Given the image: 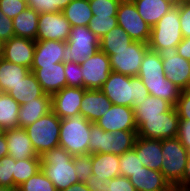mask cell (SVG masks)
I'll return each instance as SVG.
<instances>
[{"label": "cell", "mask_w": 190, "mask_h": 191, "mask_svg": "<svg viewBox=\"0 0 190 191\" xmlns=\"http://www.w3.org/2000/svg\"><path fill=\"white\" fill-rule=\"evenodd\" d=\"M169 2H171L174 5H178L182 0H167Z\"/></svg>", "instance_id": "cell-55"}, {"label": "cell", "mask_w": 190, "mask_h": 191, "mask_svg": "<svg viewBox=\"0 0 190 191\" xmlns=\"http://www.w3.org/2000/svg\"><path fill=\"white\" fill-rule=\"evenodd\" d=\"M2 43L0 42V57H1Z\"/></svg>", "instance_id": "cell-57"}, {"label": "cell", "mask_w": 190, "mask_h": 191, "mask_svg": "<svg viewBox=\"0 0 190 191\" xmlns=\"http://www.w3.org/2000/svg\"><path fill=\"white\" fill-rule=\"evenodd\" d=\"M39 13L27 7L13 18V30L16 37L28 38L36 41Z\"/></svg>", "instance_id": "cell-30"}, {"label": "cell", "mask_w": 190, "mask_h": 191, "mask_svg": "<svg viewBox=\"0 0 190 191\" xmlns=\"http://www.w3.org/2000/svg\"><path fill=\"white\" fill-rule=\"evenodd\" d=\"M93 175L98 179L111 180L120 175L119 155L113 153L91 154Z\"/></svg>", "instance_id": "cell-26"}, {"label": "cell", "mask_w": 190, "mask_h": 191, "mask_svg": "<svg viewBox=\"0 0 190 191\" xmlns=\"http://www.w3.org/2000/svg\"><path fill=\"white\" fill-rule=\"evenodd\" d=\"M28 7L26 0H0V9L4 15L13 19Z\"/></svg>", "instance_id": "cell-44"}, {"label": "cell", "mask_w": 190, "mask_h": 191, "mask_svg": "<svg viewBox=\"0 0 190 191\" xmlns=\"http://www.w3.org/2000/svg\"><path fill=\"white\" fill-rule=\"evenodd\" d=\"M75 173L79 182H86L92 175L91 154L74 156Z\"/></svg>", "instance_id": "cell-42"}, {"label": "cell", "mask_w": 190, "mask_h": 191, "mask_svg": "<svg viewBox=\"0 0 190 191\" xmlns=\"http://www.w3.org/2000/svg\"><path fill=\"white\" fill-rule=\"evenodd\" d=\"M173 107L174 106L170 102L162 98L149 95L143 103L134 108L137 130L144 124V118L161 116V113H165Z\"/></svg>", "instance_id": "cell-27"}, {"label": "cell", "mask_w": 190, "mask_h": 191, "mask_svg": "<svg viewBox=\"0 0 190 191\" xmlns=\"http://www.w3.org/2000/svg\"><path fill=\"white\" fill-rule=\"evenodd\" d=\"M104 131L137 130L134 109L122 105H112L96 122Z\"/></svg>", "instance_id": "cell-17"}, {"label": "cell", "mask_w": 190, "mask_h": 191, "mask_svg": "<svg viewBox=\"0 0 190 191\" xmlns=\"http://www.w3.org/2000/svg\"><path fill=\"white\" fill-rule=\"evenodd\" d=\"M137 76L151 96L162 98L175 107L182 90L166 78L162 59L157 51H146Z\"/></svg>", "instance_id": "cell-1"}, {"label": "cell", "mask_w": 190, "mask_h": 191, "mask_svg": "<svg viewBox=\"0 0 190 191\" xmlns=\"http://www.w3.org/2000/svg\"><path fill=\"white\" fill-rule=\"evenodd\" d=\"M183 38L180 28L179 5H174L151 27L148 47L159 52L168 47H177Z\"/></svg>", "instance_id": "cell-6"}, {"label": "cell", "mask_w": 190, "mask_h": 191, "mask_svg": "<svg viewBox=\"0 0 190 191\" xmlns=\"http://www.w3.org/2000/svg\"><path fill=\"white\" fill-rule=\"evenodd\" d=\"M66 42L57 40H36L31 68L61 63L66 60Z\"/></svg>", "instance_id": "cell-19"}, {"label": "cell", "mask_w": 190, "mask_h": 191, "mask_svg": "<svg viewBox=\"0 0 190 191\" xmlns=\"http://www.w3.org/2000/svg\"><path fill=\"white\" fill-rule=\"evenodd\" d=\"M20 104L8 93L0 92V131L18 127Z\"/></svg>", "instance_id": "cell-33"}, {"label": "cell", "mask_w": 190, "mask_h": 191, "mask_svg": "<svg viewBox=\"0 0 190 191\" xmlns=\"http://www.w3.org/2000/svg\"><path fill=\"white\" fill-rule=\"evenodd\" d=\"M6 155H8L7 140H6L5 134L1 131L0 132V159Z\"/></svg>", "instance_id": "cell-53"}, {"label": "cell", "mask_w": 190, "mask_h": 191, "mask_svg": "<svg viewBox=\"0 0 190 191\" xmlns=\"http://www.w3.org/2000/svg\"><path fill=\"white\" fill-rule=\"evenodd\" d=\"M64 17L71 27L88 26L93 12L91 11L89 0H72L63 10Z\"/></svg>", "instance_id": "cell-32"}, {"label": "cell", "mask_w": 190, "mask_h": 191, "mask_svg": "<svg viewBox=\"0 0 190 191\" xmlns=\"http://www.w3.org/2000/svg\"><path fill=\"white\" fill-rule=\"evenodd\" d=\"M85 183L90 191H108L110 179H98L95 175H92Z\"/></svg>", "instance_id": "cell-50"}, {"label": "cell", "mask_w": 190, "mask_h": 191, "mask_svg": "<svg viewBox=\"0 0 190 191\" xmlns=\"http://www.w3.org/2000/svg\"><path fill=\"white\" fill-rule=\"evenodd\" d=\"M121 0H89L93 15L117 16L118 6Z\"/></svg>", "instance_id": "cell-41"}, {"label": "cell", "mask_w": 190, "mask_h": 191, "mask_svg": "<svg viewBox=\"0 0 190 191\" xmlns=\"http://www.w3.org/2000/svg\"><path fill=\"white\" fill-rule=\"evenodd\" d=\"M91 124L80 114L61 119L59 146L73 156L89 154Z\"/></svg>", "instance_id": "cell-5"}, {"label": "cell", "mask_w": 190, "mask_h": 191, "mask_svg": "<svg viewBox=\"0 0 190 191\" xmlns=\"http://www.w3.org/2000/svg\"><path fill=\"white\" fill-rule=\"evenodd\" d=\"M40 83L45 94L52 96L64 87H67V81L64 73V62L56 63L41 68L30 69Z\"/></svg>", "instance_id": "cell-20"}, {"label": "cell", "mask_w": 190, "mask_h": 191, "mask_svg": "<svg viewBox=\"0 0 190 191\" xmlns=\"http://www.w3.org/2000/svg\"><path fill=\"white\" fill-rule=\"evenodd\" d=\"M2 132L7 140L8 155L15 160L40 158L34 150L25 128L17 127Z\"/></svg>", "instance_id": "cell-22"}, {"label": "cell", "mask_w": 190, "mask_h": 191, "mask_svg": "<svg viewBox=\"0 0 190 191\" xmlns=\"http://www.w3.org/2000/svg\"><path fill=\"white\" fill-rule=\"evenodd\" d=\"M31 70L25 66L14 64L0 57V92L8 93Z\"/></svg>", "instance_id": "cell-31"}, {"label": "cell", "mask_w": 190, "mask_h": 191, "mask_svg": "<svg viewBox=\"0 0 190 191\" xmlns=\"http://www.w3.org/2000/svg\"><path fill=\"white\" fill-rule=\"evenodd\" d=\"M189 154L177 137L162 140L161 172L173 188L183 178Z\"/></svg>", "instance_id": "cell-8"}, {"label": "cell", "mask_w": 190, "mask_h": 191, "mask_svg": "<svg viewBox=\"0 0 190 191\" xmlns=\"http://www.w3.org/2000/svg\"><path fill=\"white\" fill-rule=\"evenodd\" d=\"M72 0H26L29 8L38 13H57L62 11Z\"/></svg>", "instance_id": "cell-39"}, {"label": "cell", "mask_w": 190, "mask_h": 191, "mask_svg": "<svg viewBox=\"0 0 190 191\" xmlns=\"http://www.w3.org/2000/svg\"><path fill=\"white\" fill-rule=\"evenodd\" d=\"M71 25L62 11L57 13H39L36 40H57L66 42Z\"/></svg>", "instance_id": "cell-15"}, {"label": "cell", "mask_w": 190, "mask_h": 191, "mask_svg": "<svg viewBox=\"0 0 190 191\" xmlns=\"http://www.w3.org/2000/svg\"><path fill=\"white\" fill-rule=\"evenodd\" d=\"M175 108L179 120H190V89L181 91Z\"/></svg>", "instance_id": "cell-46"}, {"label": "cell", "mask_w": 190, "mask_h": 191, "mask_svg": "<svg viewBox=\"0 0 190 191\" xmlns=\"http://www.w3.org/2000/svg\"><path fill=\"white\" fill-rule=\"evenodd\" d=\"M177 54L190 61V37L183 38L177 45Z\"/></svg>", "instance_id": "cell-52"}, {"label": "cell", "mask_w": 190, "mask_h": 191, "mask_svg": "<svg viewBox=\"0 0 190 191\" xmlns=\"http://www.w3.org/2000/svg\"><path fill=\"white\" fill-rule=\"evenodd\" d=\"M162 59L166 78L181 90L189 89L190 61L177 54L176 47H168L158 52Z\"/></svg>", "instance_id": "cell-14"}, {"label": "cell", "mask_w": 190, "mask_h": 191, "mask_svg": "<svg viewBox=\"0 0 190 191\" xmlns=\"http://www.w3.org/2000/svg\"><path fill=\"white\" fill-rule=\"evenodd\" d=\"M179 116L175 107L161 113V116L144 118V124L137 130V136L164 140L175 138L178 132Z\"/></svg>", "instance_id": "cell-12"}, {"label": "cell", "mask_w": 190, "mask_h": 191, "mask_svg": "<svg viewBox=\"0 0 190 191\" xmlns=\"http://www.w3.org/2000/svg\"><path fill=\"white\" fill-rule=\"evenodd\" d=\"M133 40L119 25L111 29L99 39L101 51H120L126 48Z\"/></svg>", "instance_id": "cell-34"}, {"label": "cell", "mask_w": 190, "mask_h": 191, "mask_svg": "<svg viewBox=\"0 0 190 191\" xmlns=\"http://www.w3.org/2000/svg\"><path fill=\"white\" fill-rule=\"evenodd\" d=\"M112 105L100 89H86L81 101L80 115L91 123H95L104 113L108 112Z\"/></svg>", "instance_id": "cell-21"}, {"label": "cell", "mask_w": 190, "mask_h": 191, "mask_svg": "<svg viewBox=\"0 0 190 191\" xmlns=\"http://www.w3.org/2000/svg\"><path fill=\"white\" fill-rule=\"evenodd\" d=\"M180 28L184 38L190 37V0H182L179 4Z\"/></svg>", "instance_id": "cell-45"}, {"label": "cell", "mask_w": 190, "mask_h": 191, "mask_svg": "<svg viewBox=\"0 0 190 191\" xmlns=\"http://www.w3.org/2000/svg\"><path fill=\"white\" fill-rule=\"evenodd\" d=\"M66 48V61L80 64L99 49V38L88 26H74L69 32Z\"/></svg>", "instance_id": "cell-9"}, {"label": "cell", "mask_w": 190, "mask_h": 191, "mask_svg": "<svg viewBox=\"0 0 190 191\" xmlns=\"http://www.w3.org/2000/svg\"><path fill=\"white\" fill-rule=\"evenodd\" d=\"M117 25V16L93 15L89 22L88 28L100 39Z\"/></svg>", "instance_id": "cell-37"}, {"label": "cell", "mask_w": 190, "mask_h": 191, "mask_svg": "<svg viewBox=\"0 0 190 191\" xmlns=\"http://www.w3.org/2000/svg\"><path fill=\"white\" fill-rule=\"evenodd\" d=\"M138 159L149 169L161 172L162 157V140L147 139L137 136L134 148Z\"/></svg>", "instance_id": "cell-24"}, {"label": "cell", "mask_w": 190, "mask_h": 191, "mask_svg": "<svg viewBox=\"0 0 190 191\" xmlns=\"http://www.w3.org/2000/svg\"><path fill=\"white\" fill-rule=\"evenodd\" d=\"M61 119L53 112L45 114L25 127L37 155L59 146Z\"/></svg>", "instance_id": "cell-7"}, {"label": "cell", "mask_w": 190, "mask_h": 191, "mask_svg": "<svg viewBox=\"0 0 190 191\" xmlns=\"http://www.w3.org/2000/svg\"><path fill=\"white\" fill-rule=\"evenodd\" d=\"M136 191H173L174 188L164 178L162 172L143 166L128 177Z\"/></svg>", "instance_id": "cell-23"}, {"label": "cell", "mask_w": 190, "mask_h": 191, "mask_svg": "<svg viewBox=\"0 0 190 191\" xmlns=\"http://www.w3.org/2000/svg\"><path fill=\"white\" fill-rule=\"evenodd\" d=\"M8 94L20 105H23L29 101H33L34 98L41 97L44 91L33 72L30 71L23 80L12 87Z\"/></svg>", "instance_id": "cell-29"}, {"label": "cell", "mask_w": 190, "mask_h": 191, "mask_svg": "<svg viewBox=\"0 0 190 191\" xmlns=\"http://www.w3.org/2000/svg\"><path fill=\"white\" fill-rule=\"evenodd\" d=\"M83 88L100 89L112 72L109 56L98 49L80 63Z\"/></svg>", "instance_id": "cell-13"}, {"label": "cell", "mask_w": 190, "mask_h": 191, "mask_svg": "<svg viewBox=\"0 0 190 191\" xmlns=\"http://www.w3.org/2000/svg\"><path fill=\"white\" fill-rule=\"evenodd\" d=\"M14 36L13 19L4 15L0 9V42L3 44Z\"/></svg>", "instance_id": "cell-47"}, {"label": "cell", "mask_w": 190, "mask_h": 191, "mask_svg": "<svg viewBox=\"0 0 190 191\" xmlns=\"http://www.w3.org/2000/svg\"><path fill=\"white\" fill-rule=\"evenodd\" d=\"M148 49L147 43L133 41L120 51L103 52L109 56L112 71L132 77L138 75Z\"/></svg>", "instance_id": "cell-10"}, {"label": "cell", "mask_w": 190, "mask_h": 191, "mask_svg": "<svg viewBox=\"0 0 190 191\" xmlns=\"http://www.w3.org/2000/svg\"><path fill=\"white\" fill-rule=\"evenodd\" d=\"M117 22L133 41L148 44L151 26L140 16L132 0H121L117 10Z\"/></svg>", "instance_id": "cell-11"}, {"label": "cell", "mask_w": 190, "mask_h": 191, "mask_svg": "<svg viewBox=\"0 0 190 191\" xmlns=\"http://www.w3.org/2000/svg\"><path fill=\"white\" fill-rule=\"evenodd\" d=\"M50 111H52V97L44 93L41 97L20 105L18 127L25 128Z\"/></svg>", "instance_id": "cell-25"}, {"label": "cell", "mask_w": 190, "mask_h": 191, "mask_svg": "<svg viewBox=\"0 0 190 191\" xmlns=\"http://www.w3.org/2000/svg\"><path fill=\"white\" fill-rule=\"evenodd\" d=\"M34 52V40L14 36L2 44L1 57L8 62L31 69Z\"/></svg>", "instance_id": "cell-16"}, {"label": "cell", "mask_w": 190, "mask_h": 191, "mask_svg": "<svg viewBox=\"0 0 190 191\" xmlns=\"http://www.w3.org/2000/svg\"><path fill=\"white\" fill-rule=\"evenodd\" d=\"M62 191H90L87 186L86 183L84 182H78L73 184L72 186H70L67 189H64Z\"/></svg>", "instance_id": "cell-54"}, {"label": "cell", "mask_w": 190, "mask_h": 191, "mask_svg": "<svg viewBox=\"0 0 190 191\" xmlns=\"http://www.w3.org/2000/svg\"><path fill=\"white\" fill-rule=\"evenodd\" d=\"M16 191H57L48 177L39 170L34 176L17 187Z\"/></svg>", "instance_id": "cell-36"}, {"label": "cell", "mask_w": 190, "mask_h": 191, "mask_svg": "<svg viewBox=\"0 0 190 191\" xmlns=\"http://www.w3.org/2000/svg\"><path fill=\"white\" fill-rule=\"evenodd\" d=\"M0 191H16V190L5 188V187H0Z\"/></svg>", "instance_id": "cell-56"}, {"label": "cell", "mask_w": 190, "mask_h": 191, "mask_svg": "<svg viewBox=\"0 0 190 191\" xmlns=\"http://www.w3.org/2000/svg\"><path fill=\"white\" fill-rule=\"evenodd\" d=\"M119 160L120 175L127 178L132 175V173L141 170V168L144 166L140 159H138L136 151L134 149H131L129 151H126L122 155H119Z\"/></svg>", "instance_id": "cell-38"}, {"label": "cell", "mask_w": 190, "mask_h": 191, "mask_svg": "<svg viewBox=\"0 0 190 191\" xmlns=\"http://www.w3.org/2000/svg\"><path fill=\"white\" fill-rule=\"evenodd\" d=\"M16 160L6 155L0 159V187H5L14 190L13 172L15 169Z\"/></svg>", "instance_id": "cell-40"}, {"label": "cell", "mask_w": 190, "mask_h": 191, "mask_svg": "<svg viewBox=\"0 0 190 191\" xmlns=\"http://www.w3.org/2000/svg\"><path fill=\"white\" fill-rule=\"evenodd\" d=\"M177 191H190V154L187 159L182 180L174 187Z\"/></svg>", "instance_id": "cell-51"}, {"label": "cell", "mask_w": 190, "mask_h": 191, "mask_svg": "<svg viewBox=\"0 0 190 191\" xmlns=\"http://www.w3.org/2000/svg\"><path fill=\"white\" fill-rule=\"evenodd\" d=\"M41 170L40 158H28L16 160L13 172L14 190Z\"/></svg>", "instance_id": "cell-35"}, {"label": "cell", "mask_w": 190, "mask_h": 191, "mask_svg": "<svg viewBox=\"0 0 190 191\" xmlns=\"http://www.w3.org/2000/svg\"><path fill=\"white\" fill-rule=\"evenodd\" d=\"M41 170L54 184L57 191L69 188L78 183L75 173L74 156L58 146L40 155Z\"/></svg>", "instance_id": "cell-3"}, {"label": "cell", "mask_w": 190, "mask_h": 191, "mask_svg": "<svg viewBox=\"0 0 190 191\" xmlns=\"http://www.w3.org/2000/svg\"><path fill=\"white\" fill-rule=\"evenodd\" d=\"M137 130L104 131L96 123L90 127L89 154L113 153L122 155L134 148Z\"/></svg>", "instance_id": "cell-4"}, {"label": "cell", "mask_w": 190, "mask_h": 191, "mask_svg": "<svg viewBox=\"0 0 190 191\" xmlns=\"http://www.w3.org/2000/svg\"><path fill=\"white\" fill-rule=\"evenodd\" d=\"M100 90L114 105L132 107L144 102L150 95L138 76H127L112 71Z\"/></svg>", "instance_id": "cell-2"}, {"label": "cell", "mask_w": 190, "mask_h": 191, "mask_svg": "<svg viewBox=\"0 0 190 191\" xmlns=\"http://www.w3.org/2000/svg\"><path fill=\"white\" fill-rule=\"evenodd\" d=\"M144 21L153 27L173 6L167 0H132Z\"/></svg>", "instance_id": "cell-28"}, {"label": "cell", "mask_w": 190, "mask_h": 191, "mask_svg": "<svg viewBox=\"0 0 190 191\" xmlns=\"http://www.w3.org/2000/svg\"><path fill=\"white\" fill-rule=\"evenodd\" d=\"M108 191H136L134 185L125 176H117L110 180Z\"/></svg>", "instance_id": "cell-48"}, {"label": "cell", "mask_w": 190, "mask_h": 191, "mask_svg": "<svg viewBox=\"0 0 190 191\" xmlns=\"http://www.w3.org/2000/svg\"><path fill=\"white\" fill-rule=\"evenodd\" d=\"M176 137L190 153V120H179Z\"/></svg>", "instance_id": "cell-49"}, {"label": "cell", "mask_w": 190, "mask_h": 191, "mask_svg": "<svg viewBox=\"0 0 190 191\" xmlns=\"http://www.w3.org/2000/svg\"><path fill=\"white\" fill-rule=\"evenodd\" d=\"M64 73L67 87L83 88V76L80 64L64 61Z\"/></svg>", "instance_id": "cell-43"}, {"label": "cell", "mask_w": 190, "mask_h": 191, "mask_svg": "<svg viewBox=\"0 0 190 191\" xmlns=\"http://www.w3.org/2000/svg\"><path fill=\"white\" fill-rule=\"evenodd\" d=\"M85 91V88L64 87L51 96L52 111L60 119L79 115L81 101Z\"/></svg>", "instance_id": "cell-18"}]
</instances>
